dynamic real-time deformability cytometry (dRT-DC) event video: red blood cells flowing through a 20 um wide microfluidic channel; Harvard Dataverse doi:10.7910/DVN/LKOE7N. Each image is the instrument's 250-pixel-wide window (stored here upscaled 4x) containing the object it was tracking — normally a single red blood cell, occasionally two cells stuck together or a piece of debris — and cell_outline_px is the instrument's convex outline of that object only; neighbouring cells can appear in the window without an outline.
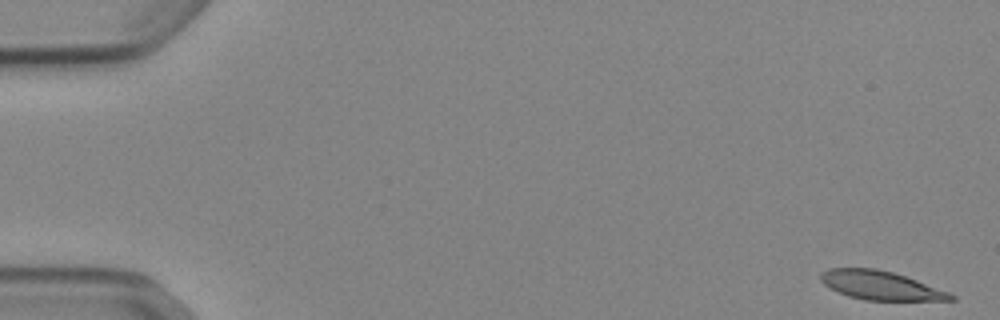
{"species": "Egyptian fruit bat (a non-hibernating species)", "species_latin": "Rousettus aegyptiacus", "temperature_condition": "cold", "stored_images_in_passage": 53, "segment_of_instrument_passage": [1, 2], "camera_frame_rate_fps": 3000, "um_per_image_px": 0.085, "animal": {"sex": "female"}, "frame": {"image": 1, "passage_image": 1, "time_ms": 0.0, "image_size_px": [1000, 320], "cell_outline_px": [[956, 300], [864, 300], [848, 296], [824, 284], [820, 280], [820, 272], [832, 268], [876, 268], [892, 272], [916, 280], [948, 292], [956, 296]], "centroid_in_image_um": [74.83, 24.26], "position_along_channel_um": 10.2, "area_um2": 21.5}}
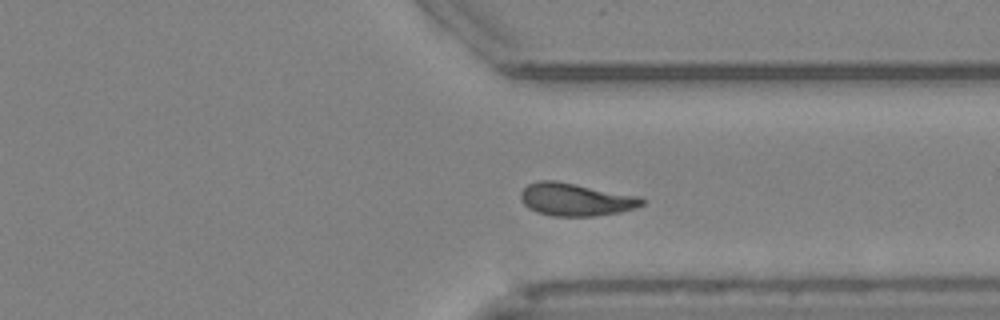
{"frame": {"image": 2, "passage_image": 40, "time_ms": 13.0, "image_size_px": [1000, 320], "cell_outline_px": [[644, 204], [636, 208], [620, 212], [592, 216], [552, 216], [536, 212], [528, 208], [524, 204], [520, 196], [520, 192], [528, 184], [536, 180], [556, 180], [640, 196], [644, 200]], "centroid_in_image_um": [48.92, 16.95], "position_along_channel_um": 362.5, "area_um2": 23.29}}
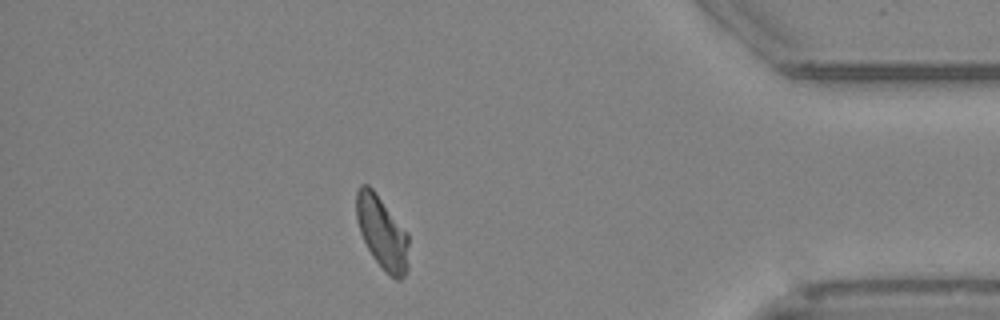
{"frame": {"image": 3, "passage_image": 46, "time_ms": 15.0, "image_size_px": [1000, 320], "cell_outline_px": [[408, 268], [404, 276], [400, 280], [396, 280], [372, 256], [360, 232], [356, 220], [356, 192], [360, 184], [368, 184], [372, 188], [408, 232]], "centroid_in_image_um": [32.48, 19.73], "position_along_channel_um": 402.7, "area_um2": 22.08}}